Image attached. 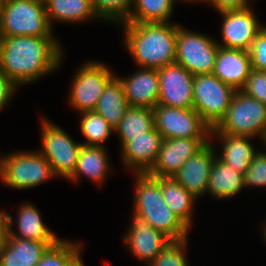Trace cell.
<instances>
[{
  "label": "cell",
  "mask_w": 266,
  "mask_h": 266,
  "mask_svg": "<svg viewBox=\"0 0 266 266\" xmlns=\"http://www.w3.org/2000/svg\"><path fill=\"white\" fill-rule=\"evenodd\" d=\"M129 108L123 84L115 76L105 87L97 101L95 112L101 115L114 129Z\"/></svg>",
  "instance_id": "cell-25"
},
{
  "label": "cell",
  "mask_w": 266,
  "mask_h": 266,
  "mask_svg": "<svg viewBox=\"0 0 266 266\" xmlns=\"http://www.w3.org/2000/svg\"><path fill=\"white\" fill-rule=\"evenodd\" d=\"M245 187H266V152L258 151L244 174Z\"/></svg>",
  "instance_id": "cell-34"
},
{
  "label": "cell",
  "mask_w": 266,
  "mask_h": 266,
  "mask_svg": "<svg viewBox=\"0 0 266 266\" xmlns=\"http://www.w3.org/2000/svg\"><path fill=\"white\" fill-rule=\"evenodd\" d=\"M154 128V114L152 108L129 106L115 133L119 135L121 146L133 138L144 135Z\"/></svg>",
  "instance_id": "cell-28"
},
{
  "label": "cell",
  "mask_w": 266,
  "mask_h": 266,
  "mask_svg": "<svg viewBox=\"0 0 266 266\" xmlns=\"http://www.w3.org/2000/svg\"><path fill=\"white\" fill-rule=\"evenodd\" d=\"M236 91L213 73L194 75L193 108L214 128L224 117Z\"/></svg>",
  "instance_id": "cell-7"
},
{
  "label": "cell",
  "mask_w": 266,
  "mask_h": 266,
  "mask_svg": "<svg viewBox=\"0 0 266 266\" xmlns=\"http://www.w3.org/2000/svg\"><path fill=\"white\" fill-rule=\"evenodd\" d=\"M54 176L52 166L39 151L14 152L0 158V181L9 188H34Z\"/></svg>",
  "instance_id": "cell-6"
},
{
  "label": "cell",
  "mask_w": 266,
  "mask_h": 266,
  "mask_svg": "<svg viewBox=\"0 0 266 266\" xmlns=\"http://www.w3.org/2000/svg\"><path fill=\"white\" fill-rule=\"evenodd\" d=\"M163 141L162 135L153 128L144 135L133 136L121 146L123 164L135 173H146L154 164Z\"/></svg>",
  "instance_id": "cell-17"
},
{
  "label": "cell",
  "mask_w": 266,
  "mask_h": 266,
  "mask_svg": "<svg viewBox=\"0 0 266 266\" xmlns=\"http://www.w3.org/2000/svg\"><path fill=\"white\" fill-rule=\"evenodd\" d=\"M244 187V175L216 157L211 168L207 192L214 198L228 199L237 195Z\"/></svg>",
  "instance_id": "cell-24"
},
{
  "label": "cell",
  "mask_w": 266,
  "mask_h": 266,
  "mask_svg": "<svg viewBox=\"0 0 266 266\" xmlns=\"http://www.w3.org/2000/svg\"><path fill=\"white\" fill-rule=\"evenodd\" d=\"M252 71L249 51L219 46L213 74L223 83L241 90Z\"/></svg>",
  "instance_id": "cell-18"
},
{
  "label": "cell",
  "mask_w": 266,
  "mask_h": 266,
  "mask_svg": "<svg viewBox=\"0 0 266 266\" xmlns=\"http://www.w3.org/2000/svg\"><path fill=\"white\" fill-rule=\"evenodd\" d=\"M264 225H266V224H264ZM264 229H265V230L263 231V232H264V234H263V238H264L265 241H266V226H264Z\"/></svg>",
  "instance_id": "cell-42"
},
{
  "label": "cell",
  "mask_w": 266,
  "mask_h": 266,
  "mask_svg": "<svg viewBox=\"0 0 266 266\" xmlns=\"http://www.w3.org/2000/svg\"><path fill=\"white\" fill-rule=\"evenodd\" d=\"M158 104L178 108H193L194 75L178 63L159 69Z\"/></svg>",
  "instance_id": "cell-12"
},
{
  "label": "cell",
  "mask_w": 266,
  "mask_h": 266,
  "mask_svg": "<svg viewBox=\"0 0 266 266\" xmlns=\"http://www.w3.org/2000/svg\"><path fill=\"white\" fill-rule=\"evenodd\" d=\"M8 233V221L6 212L0 211V250L3 248L6 242V236Z\"/></svg>",
  "instance_id": "cell-39"
},
{
  "label": "cell",
  "mask_w": 266,
  "mask_h": 266,
  "mask_svg": "<svg viewBox=\"0 0 266 266\" xmlns=\"http://www.w3.org/2000/svg\"><path fill=\"white\" fill-rule=\"evenodd\" d=\"M137 181L134 194V211L157 231L171 240L187 238L189 228L173 213L163 199L158 177L147 173H136Z\"/></svg>",
  "instance_id": "cell-3"
},
{
  "label": "cell",
  "mask_w": 266,
  "mask_h": 266,
  "mask_svg": "<svg viewBox=\"0 0 266 266\" xmlns=\"http://www.w3.org/2000/svg\"><path fill=\"white\" fill-rule=\"evenodd\" d=\"M209 141L210 138L163 139L156 160L146 173L151 177H173Z\"/></svg>",
  "instance_id": "cell-13"
},
{
  "label": "cell",
  "mask_w": 266,
  "mask_h": 266,
  "mask_svg": "<svg viewBox=\"0 0 266 266\" xmlns=\"http://www.w3.org/2000/svg\"><path fill=\"white\" fill-rule=\"evenodd\" d=\"M18 87L0 70V110L11 101Z\"/></svg>",
  "instance_id": "cell-37"
},
{
  "label": "cell",
  "mask_w": 266,
  "mask_h": 266,
  "mask_svg": "<svg viewBox=\"0 0 266 266\" xmlns=\"http://www.w3.org/2000/svg\"><path fill=\"white\" fill-rule=\"evenodd\" d=\"M44 3L51 26L55 20L65 23H81L90 18H97L92 0H44Z\"/></svg>",
  "instance_id": "cell-27"
},
{
  "label": "cell",
  "mask_w": 266,
  "mask_h": 266,
  "mask_svg": "<svg viewBox=\"0 0 266 266\" xmlns=\"http://www.w3.org/2000/svg\"><path fill=\"white\" fill-rule=\"evenodd\" d=\"M123 84L129 106L154 108L158 104L159 76L157 69L139 67L127 78L118 77Z\"/></svg>",
  "instance_id": "cell-19"
},
{
  "label": "cell",
  "mask_w": 266,
  "mask_h": 266,
  "mask_svg": "<svg viewBox=\"0 0 266 266\" xmlns=\"http://www.w3.org/2000/svg\"><path fill=\"white\" fill-rule=\"evenodd\" d=\"M175 2V0H133L134 9L127 22H169Z\"/></svg>",
  "instance_id": "cell-29"
},
{
  "label": "cell",
  "mask_w": 266,
  "mask_h": 266,
  "mask_svg": "<svg viewBox=\"0 0 266 266\" xmlns=\"http://www.w3.org/2000/svg\"><path fill=\"white\" fill-rule=\"evenodd\" d=\"M133 214L131 227L123 240L128 245L129 250L138 259L145 261L148 266L171 239L149 225L142 215L135 211Z\"/></svg>",
  "instance_id": "cell-16"
},
{
  "label": "cell",
  "mask_w": 266,
  "mask_h": 266,
  "mask_svg": "<svg viewBox=\"0 0 266 266\" xmlns=\"http://www.w3.org/2000/svg\"><path fill=\"white\" fill-rule=\"evenodd\" d=\"M211 132L230 135L266 137V105L237 90L224 117Z\"/></svg>",
  "instance_id": "cell-5"
},
{
  "label": "cell",
  "mask_w": 266,
  "mask_h": 266,
  "mask_svg": "<svg viewBox=\"0 0 266 266\" xmlns=\"http://www.w3.org/2000/svg\"><path fill=\"white\" fill-rule=\"evenodd\" d=\"M121 25L125 46L138 67L159 69L175 63L177 24L125 22Z\"/></svg>",
  "instance_id": "cell-2"
},
{
  "label": "cell",
  "mask_w": 266,
  "mask_h": 266,
  "mask_svg": "<svg viewBox=\"0 0 266 266\" xmlns=\"http://www.w3.org/2000/svg\"><path fill=\"white\" fill-rule=\"evenodd\" d=\"M187 238L171 240L165 248L148 264L149 266H188L185 257Z\"/></svg>",
  "instance_id": "cell-33"
},
{
  "label": "cell",
  "mask_w": 266,
  "mask_h": 266,
  "mask_svg": "<svg viewBox=\"0 0 266 266\" xmlns=\"http://www.w3.org/2000/svg\"><path fill=\"white\" fill-rule=\"evenodd\" d=\"M42 149L55 175L68 178L76 169L82 143L75 142L63 129L41 118Z\"/></svg>",
  "instance_id": "cell-10"
},
{
  "label": "cell",
  "mask_w": 266,
  "mask_h": 266,
  "mask_svg": "<svg viewBox=\"0 0 266 266\" xmlns=\"http://www.w3.org/2000/svg\"><path fill=\"white\" fill-rule=\"evenodd\" d=\"M79 126L87 142L82 143L85 146H103L115 129L95 111L81 112Z\"/></svg>",
  "instance_id": "cell-30"
},
{
  "label": "cell",
  "mask_w": 266,
  "mask_h": 266,
  "mask_svg": "<svg viewBox=\"0 0 266 266\" xmlns=\"http://www.w3.org/2000/svg\"><path fill=\"white\" fill-rule=\"evenodd\" d=\"M42 215L39 210L32 204L24 203L20 206L17 214V229L19 233L13 232V218L9 213H6L8 221V234L12 237H17L27 240H35L42 242H57L60 238L55 235L43 222Z\"/></svg>",
  "instance_id": "cell-21"
},
{
  "label": "cell",
  "mask_w": 266,
  "mask_h": 266,
  "mask_svg": "<svg viewBox=\"0 0 266 266\" xmlns=\"http://www.w3.org/2000/svg\"><path fill=\"white\" fill-rule=\"evenodd\" d=\"M133 0H92V6L98 19L111 20L123 24L129 20Z\"/></svg>",
  "instance_id": "cell-32"
},
{
  "label": "cell",
  "mask_w": 266,
  "mask_h": 266,
  "mask_svg": "<svg viewBox=\"0 0 266 266\" xmlns=\"http://www.w3.org/2000/svg\"><path fill=\"white\" fill-rule=\"evenodd\" d=\"M206 2L212 4L218 12L240 10L251 6L248 0H206Z\"/></svg>",
  "instance_id": "cell-38"
},
{
  "label": "cell",
  "mask_w": 266,
  "mask_h": 266,
  "mask_svg": "<svg viewBox=\"0 0 266 266\" xmlns=\"http://www.w3.org/2000/svg\"><path fill=\"white\" fill-rule=\"evenodd\" d=\"M81 244L61 240L51 245L36 266H71L81 255Z\"/></svg>",
  "instance_id": "cell-31"
},
{
  "label": "cell",
  "mask_w": 266,
  "mask_h": 266,
  "mask_svg": "<svg viewBox=\"0 0 266 266\" xmlns=\"http://www.w3.org/2000/svg\"><path fill=\"white\" fill-rule=\"evenodd\" d=\"M158 178L164 201L173 213L189 228L192 223L193 204L197 198L173 177Z\"/></svg>",
  "instance_id": "cell-26"
},
{
  "label": "cell",
  "mask_w": 266,
  "mask_h": 266,
  "mask_svg": "<svg viewBox=\"0 0 266 266\" xmlns=\"http://www.w3.org/2000/svg\"><path fill=\"white\" fill-rule=\"evenodd\" d=\"M154 128L163 139L210 138L211 127L194 108L157 104L153 108Z\"/></svg>",
  "instance_id": "cell-9"
},
{
  "label": "cell",
  "mask_w": 266,
  "mask_h": 266,
  "mask_svg": "<svg viewBox=\"0 0 266 266\" xmlns=\"http://www.w3.org/2000/svg\"><path fill=\"white\" fill-rule=\"evenodd\" d=\"M218 41L177 24L175 62L193 75L213 73Z\"/></svg>",
  "instance_id": "cell-8"
},
{
  "label": "cell",
  "mask_w": 266,
  "mask_h": 266,
  "mask_svg": "<svg viewBox=\"0 0 266 266\" xmlns=\"http://www.w3.org/2000/svg\"><path fill=\"white\" fill-rule=\"evenodd\" d=\"M62 52L53 36H0V70L19 87L56 70Z\"/></svg>",
  "instance_id": "cell-1"
},
{
  "label": "cell",
  "mask_w": 266,
  "mask_h": 266,
  "mask_svg": "<svg viewBox=\"0 0 266 266\" xmlns=\"http://www.w3.org/2000/svg\"><path fill=\"white\" fill-rule=\"evenodd\" d=\"M251 8L219 12L223 17L221 25L223 44L218 43L220 47L249 51L252 41L264 28L259 24Z\"/></svg>",
  "instance_id": "cell-14"
},
{
  "label": "cell",
  "mask_w": 266,
  "mask_h": 266,
  "mask_svg": "<svg viewBox=\"0 0 266 266\" xmlns=\"http://www.w3.org/2000/svg\"><path fill=\"white\" fill-rule=\"evenodd\" d=\"M249 54L252 70L266 71V26L252 41Z\"/></svg>",
  "instance_id": "cell-36"
},
{
  "label": "cell",
  "mask_w": 266,
  "mask_h": 266,
  "mask_svg": "<svg viewBox=\"0 0 266 266\" xmlns=\"http://www.w3.org/2000/svg\"><path fill=\"white\" fill-rule=\"evenodd\" d=\"M44 0H0V36H53Z\"/></svg>",
  "instance_id": "cell-4"
},
{
  "label": "cell",
  "mask_w": 266,
  "mask_h": 266,
  "mask_svg": "<svg viewBox=\"0 0 266 266\" xmlns=\"http://www.w3.org/2000/svg\"><path fill=\"white\" fill-rule=\"evenodd\" d=\"M115 76L110 68L101 62H86L73 78L69 103L79 113L94 111L106 85Z\"/></svg>",
  "instance_id": "cell-11"
},
{
  "label": "cell",
  "mask_w": 266,
  "mask_h": 266,
  "mask_svg": "<svg viewBox=\"0 0 266 266\" xmlns=\"http://www.w3.org/2000/svg\"><path fill=\"white\" fill-rule=\"evenodd\" d=\"M241 91L266 105V71L252 70Z\"/></svg>",
  "instance_id": "cell-35"
},
{
  "label": "cell",
  "mask_w": 266,
  "mask_h": 266,
  "mask_svg": "<svg viewBox=\"0 0 266 266\" xmlns=\"http://www.w3.org/2000/svg\"><path fill=\"white\" fill-rule=\"evenodd\" d=\"M54 243L21 239L7 233L6 242L0 250V266H36Z\"/></svg>",
  "instance_id": "cell-20"
},
{
  "label": "cell",
  "mask_w": 266,
  "mask_h": 266,
  "mask_svg": "<svg viewBox=\"0 0 266 266\" xmlns=\"http://www.w3.org/2000/svg\"><path fill=\"white\" fill-rule=\"evenodd\" d=\"M108 161V154L103 146L82 145L78 155L76 169L68 179L76 183L80 176L84 175L88 179L93 180V182H96L97 185L102 186L110 169Z\"/></svg>",
  "instance_id": "cell-23"
},
{
  "label": "cell",
  "mask_w": 266,
  "mask_h": 266,
  "mask_svg": "<svg viewBox=\"0 0 266 266\" xmlns=\"http://www.w3.org/2000/svg\"><path fill=\"white\" fill-rule=\"evenodd\" d=\"M184 1H186V2H187V1H188V2L191 1V3H192V2H199V1H200V2H203V1L206 2V0H184Z\"/></svg>",
  "instance_id": "cell-41"
},
{
  "label": "cell",
  "mask_w": 266,
  "mask_h": 266,
  "mask_svg": "<svg viewBox=\"0 0 266 266\" xmlns=\"http://www.w3.org/2000/svg\"><path fill=\"white\" fill-rule=\"evenodd\" d=\"M71 266H84L81 256Z\"/></svg>",
  "instance_id": "cell-40"
},
{
  "label": "cell",
  "mask_w": 266,
  "mask_h": 266,
  "mask_svg": "<svg viewBox=\"0 0 266 266\" xmlns=\"http://www.w3.org/2000/svg\"><path fill=\"white\" fill-rule=\"evenodd\" d=\"M217 136L222 141L223 153L218 159L243 175L247 172L253 157L258 151L250 143V136L230 135L222 132H210V138Z\"/></svg>",
  "instance_id": "cell-22"
},
{
  "label": "cell",
  "mask_w": 266,
  "mask_h": 266,
  "mask_svg": "<svg viewBox=\"0 0 266 266\" xmlns=\"http://www.w3.org/2000/svg\"><path fill=\"white\" fill-rule=\"evenodd\" d=\"M214 148L212 142L206 143L173 176L195 198L207 193L211 168L216 158Z\"/></svg>",
  "instance_id": "cell-15"
}]
</instances>
